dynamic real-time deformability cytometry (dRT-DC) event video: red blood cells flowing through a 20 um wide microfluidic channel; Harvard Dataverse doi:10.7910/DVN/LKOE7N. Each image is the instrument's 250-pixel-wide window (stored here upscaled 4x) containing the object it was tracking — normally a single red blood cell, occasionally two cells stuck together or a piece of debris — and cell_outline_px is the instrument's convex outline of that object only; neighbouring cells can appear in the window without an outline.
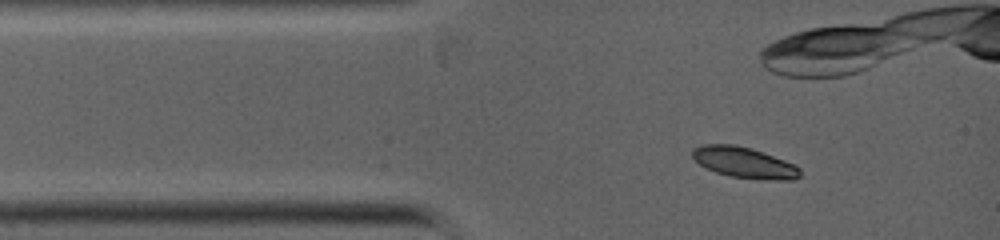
{"species": "common noctule bat (a hibernating species)", "species_latin": "Nyctalus noctula", "temperature_condition": "warm", "stored_images_in_passage": 3, "camera_frame_rate_fps": 5000, "um_per_image_px": 0.085, "animal": {"sex": "female", "body_mass_g": 19.0, "forearm_length_mm": 53.3}, "frame": {"image": 1, "passage_image": 3, "time_ms": 0.8, "image_size_px": [1000, 240], "cell_outline_px": [[800, 176], [796, 180], [768, 180], [728, 176], [716, 172], [700, 164], [692, 156], [692, 148], [700, 144], [732, 144], [752, 148], [796, 164], [800, 168]], "centroid_in_image_um": [63.29, 13.81], "position_along_channel_um": 21.7, "area_um2": 19.54}}